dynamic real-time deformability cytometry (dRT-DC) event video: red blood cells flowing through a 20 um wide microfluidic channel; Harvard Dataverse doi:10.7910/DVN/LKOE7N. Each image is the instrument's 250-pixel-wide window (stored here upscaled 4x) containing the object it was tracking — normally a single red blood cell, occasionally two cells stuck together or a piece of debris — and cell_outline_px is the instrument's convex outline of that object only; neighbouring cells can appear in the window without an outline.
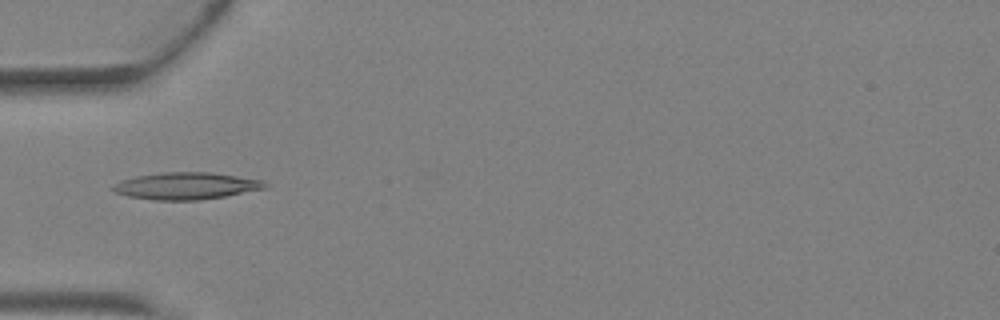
{"species": "Egyptian fruit bat (a non-hibernating species)", "species_latin": "Rousettus aegyptiacus", "temperature_condition": "warm", "stored_images_in_passage": 4, "camera_frame_rate_fps": 3000, "um_per_image_px": 0.085, "animal": {"sex": "female"}, "frame": {"image": 1, "passage_image": 4, "time_ms": 1.0, "image_size_px": [1000, 320], "cell_outline_px": [[268, 188], [224, 196], [200, 200], [156, 200], [128, 196], [116, 192], [112, 188], [112, 184], [120, 180], [136, 176], [164, 172], [212, 172], [264, 180], [268, 184]], "centroid_in_image_um": [15.85, 15.79], "position_along_channel_um": 69.1, "area_um2": 23.99}}